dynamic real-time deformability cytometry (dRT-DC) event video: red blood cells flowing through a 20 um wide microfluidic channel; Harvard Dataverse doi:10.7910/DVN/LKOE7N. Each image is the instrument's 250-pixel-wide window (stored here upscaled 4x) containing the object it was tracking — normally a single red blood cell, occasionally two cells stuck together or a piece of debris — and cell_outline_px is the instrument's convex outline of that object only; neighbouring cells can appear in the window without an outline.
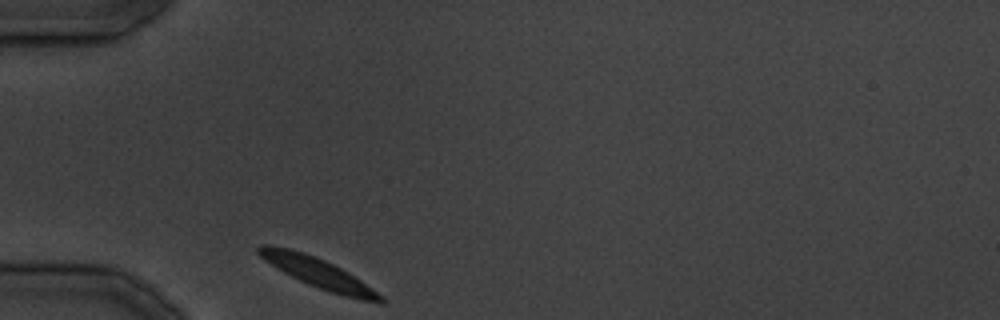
{"species": "common noctule bat (a hibernating species)", "species_latin": "Nyctalus noctula", "temperature_condition": "cold", "stored_images_in_passage": 22, "camera_frame_rate_fps": 3000, "um_per_image_px": 0.085, "animal": {"sex": "male", "body_mass_g": 19.5, "forearm_length_mm": 54.6}, "frame": {"image": 1, "passage_image": 1, "time_ms": 0.0, "image_size_px": [1000, 320], "cell_outline_px": [[384, 304], [360, 300], [344, 296], [308, 284], [276, 268], [264, 260], [256, 252], [256, 248], [260, 244], [264, 244], [288, 248], [304, 252], [324, 260], [348, 272], [384, 296]], "centroid_in_image_um": [27.04, 23.2], "position_along_channel_um": 58.0, "area_um2": 21.04}}
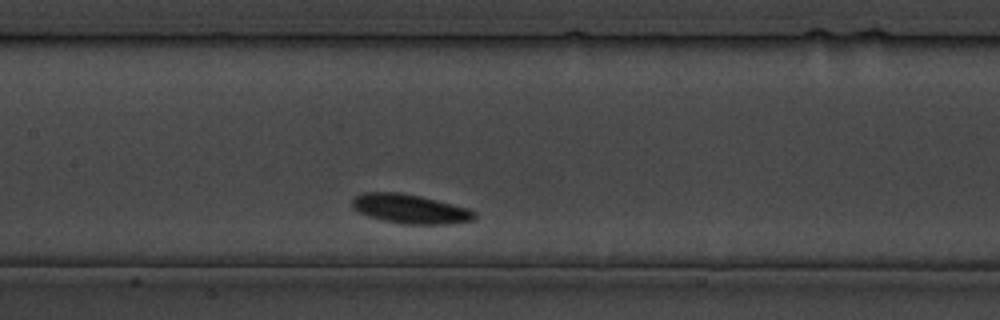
{"frame": {"image": 2, "passage_image": 9, "time_ms": 9.333, "image_size_px": [1000, 320], "cell_outline_px": [[476, 216], [472, 220], [452, 224], [404, 224], [380, 220], [368, 216], [352, 208], [352, 196], [360, 192], [400, 192], [420, 196], [468, 208], [476, 212]], "centroid_in_image_um": [34.81, 17.75], "position_along_channel_um": 172.6, "area_um2": 21.04}}
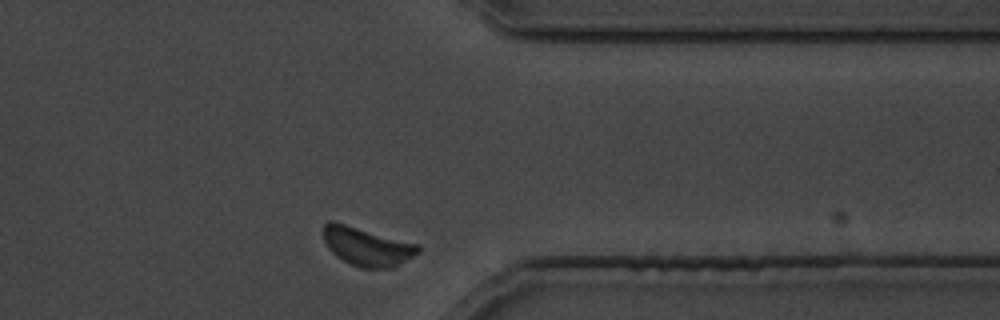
{"frame": {"image": 3, "passage_image": 21, "time_ms": 25.0, "image_size_px": [1000, 320], "cell_outline_px": [[420, 252], [392, 268], [360, 268], [348, 264], [336, 256], [328, 248], [324, 240], [324, 224], [328, 220], [332, 220], [420, 244]], "centroid_in_image_um": [31.19, 20.95], "position_along_channel_um": 380.2, "area_um2": 21.5}}